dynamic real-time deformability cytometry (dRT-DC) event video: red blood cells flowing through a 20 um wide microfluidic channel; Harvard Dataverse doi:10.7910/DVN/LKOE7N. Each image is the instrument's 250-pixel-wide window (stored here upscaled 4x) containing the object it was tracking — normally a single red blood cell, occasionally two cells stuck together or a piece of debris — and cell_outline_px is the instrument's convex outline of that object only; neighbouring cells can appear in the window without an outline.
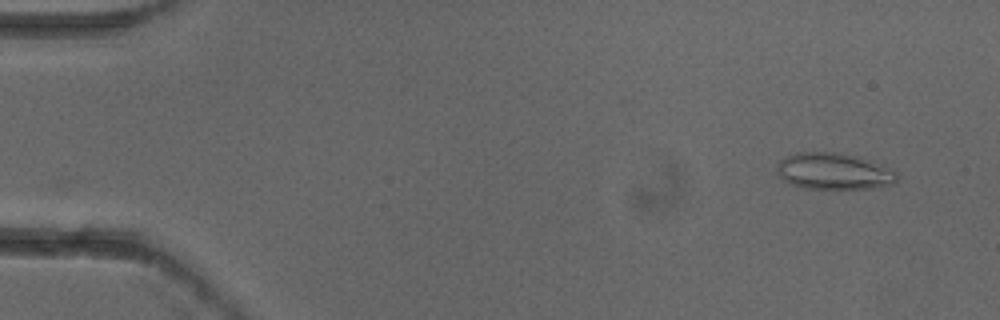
{"species": "common noctule bat (a hibernating species)", "species_latin": "Nyctalus noctula", "temperature_condition": "cold", "stored_images_in_passage": 6, "camera_frame_rate_fps": 3000, "um_per_image_px": 0.085, "animal": {"sex": "female"}, "frame": {"image": 1, "passage_image": 1, "time_ms": 0.0, "image_size_px": [1000, 320], "cell_outline_px": [[896, 180], [892, 184], [872, 188], [804, 188], [788, 184], [776, 172], [776, 164], [784, 156], [796, 152], [836, 152], [860, 156], [872, 160], [896, 172]], "centroid_in_image_um": [70.81, 14.54], "position_along_channel_um": 14.2, "area_um2": 25.72}}
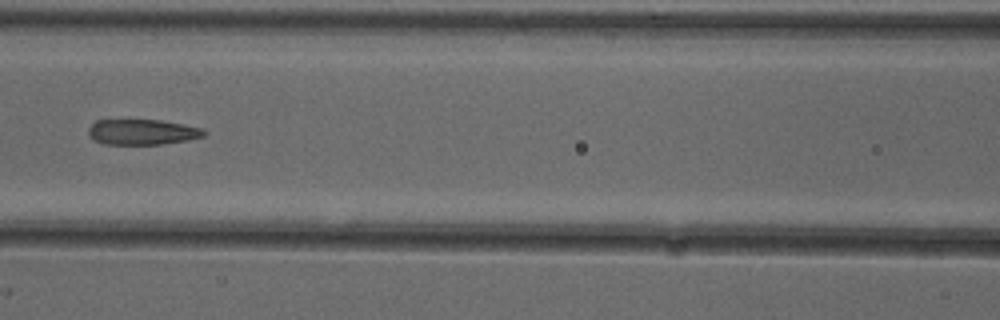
{"frame": {"image": 2, "passage_image": 6, "time_ms": 1.667, "image_size_px": [1000, 320], "cell_outline_px": [[208, 132], [204, 136], [188, 140], [160, 144], [104, 144], [92, 140], [88, 136], [88, 128], [96, 120], [160, 120], [204, 128]], "centroid_in_image_um": [12.09, 11.22], "position_along_channel_um": 154.5, "area_um2": 17.28}}